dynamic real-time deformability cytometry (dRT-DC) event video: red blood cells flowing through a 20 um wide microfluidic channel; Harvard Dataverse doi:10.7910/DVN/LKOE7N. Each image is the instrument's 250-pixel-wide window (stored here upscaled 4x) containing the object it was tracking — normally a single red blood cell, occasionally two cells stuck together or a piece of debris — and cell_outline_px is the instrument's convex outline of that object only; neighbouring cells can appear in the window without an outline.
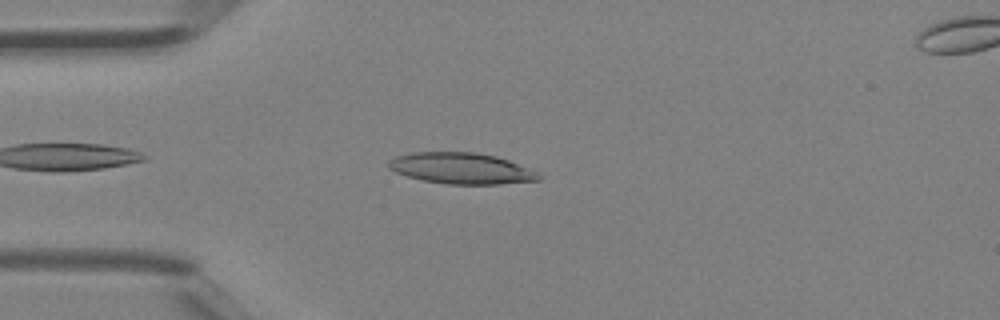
{"species": "Egyptian fruit bat (a non-hibernating species)", "species_latin": "Rousettus aegyptiacus", "temperature_condition": "room temperature", "stored_images_in_passage": 35, "camera_frame_rate_fps": 3000, "um_per_image_px": 0.085, "animal": {"sex": "female"}, "frame": {"image": 1, "passage_image": 4, "time_ms": 1.0, "image_size_px": [1000, 320], "cell_outline_px": [[540, 180], [500, 184], [448, 184], [424, 180], [408, 176], [396, 172], [388, 168], [388, 160], [396, 156], [412, 152], [476, 152], [496, 156], [508, 160], [536, 172], [540, 176]], "centroid_in_image_um": [39.18, 14.3], "position_along_channel_um": 45.8, "area_um2": 26.99}}
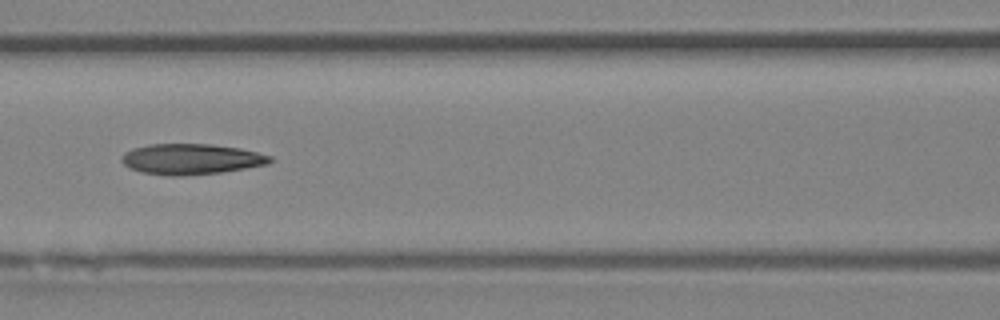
{"frame": {"image": 2, "passage_image": 12, "time_ms": 3.667, "image_size_px": [1000, 320], "cell_outline_px": [[272, 160], [268, 164], [220, 172], [180, 176], [168, 176], [144, 172], [128, 168], [120, 160], [120, 156], [124, 152], [132, 148], [148, 144], [212, 144], [240, 148], [272, 156]], "centroid_in_image_um": [16.2, 13.51], "position_along_channel_um": 150.4, "area_um2": 26.53}}
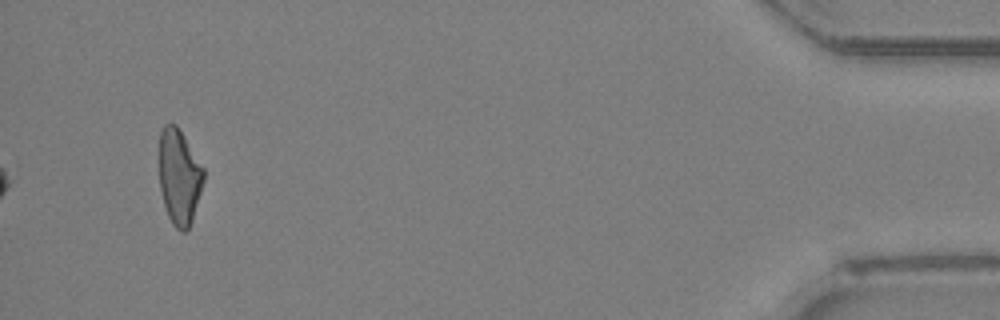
{"frame": {"image": 3, "passage_image": 35, "time_ms": 11.333, "image_size_px": [1000, 320], "cell_outline_px": [[204, 180], [192, 220], [188, 228], [184, 232], [180, 232], [172, 224], [168, 216], [164, 204], [160, 188], [160, 132], [164, 124], [176, 124], [204, 168]], "centroid_in_image_um": [15.24, 15.04], "position_along_channel_um": 420.0, "area_um2": 24.45}, "authors_computed_cell_mechanics": {"area_um2": 26.01, "velocity_mm_per_s": 4.5584, "shape_relaxation_time_tau1_ms": null, "shape_relaxation_time_tau2_ms": 7.0859, "deformation_change_tau1": null, "deformation_change_tau2": 0.2229}}